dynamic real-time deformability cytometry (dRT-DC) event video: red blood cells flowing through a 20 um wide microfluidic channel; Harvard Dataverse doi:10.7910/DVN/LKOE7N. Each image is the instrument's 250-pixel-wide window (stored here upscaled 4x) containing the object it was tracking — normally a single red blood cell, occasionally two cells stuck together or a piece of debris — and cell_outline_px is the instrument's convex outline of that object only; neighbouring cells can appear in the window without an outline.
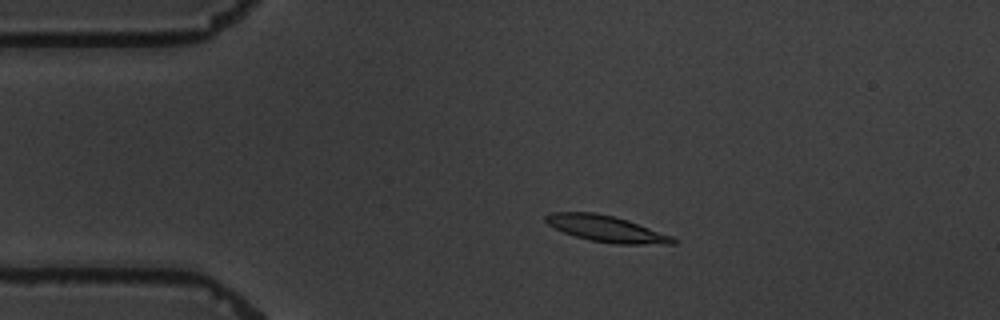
{"species": "common noctule bat (a hibernating species)", "species_latin": "Nyctalus noctula", "temperature_condition": "warm", "stored_images_in_passage": 5, "camera_frame_rate_fps": 3000, "um_per_image_px": 0.085, "animal": {"sex": "male", "body_mass_g": 19.5, "forearm_length_mm": 54.6}, "frame": {"image": 1, "passage_image": 3, "time_ms": 3.0, "image_size_px": [1000, 320], "cell_outline_px": [[680, 240], [676, 244], [616, 244], [588, 240], [564, 232], [548, 224], [544, 220], [544, 216], [552, 212], [596, 212], [628, 220], [672, 236]], "centroid_in_image_um": [51.57, 19.45], "position_along_channel_um": 33.4, "area_um2": 19.48}}
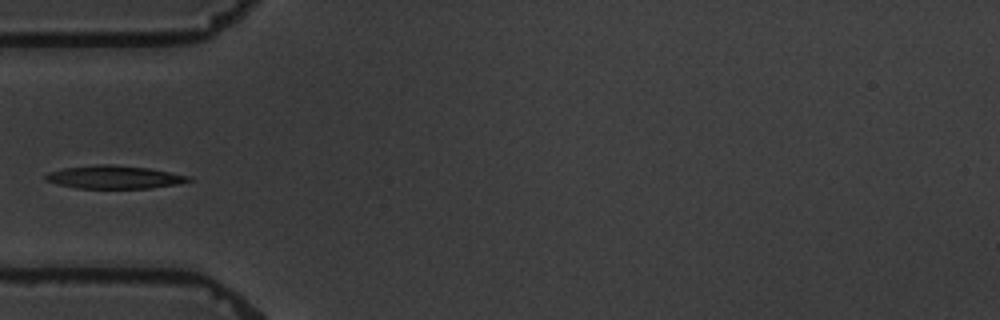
{"frame": {"image": 2, "passage_image": 5, "time_ms": 5.333, "image_size_px": [1000, 320], "cell_outline_px": [[196, 180], [180, 184], [148, 188], [76, 188], [56, 184], [44, 180], [44, 176], [48, 172], [64, 168], [100, 164], [112, 164], [148, 168], [192, 176]], "centroid_in_image_um": [9.75, 15.06], "position_along_channel_um": 75.2, "area_um2": 19.42}}